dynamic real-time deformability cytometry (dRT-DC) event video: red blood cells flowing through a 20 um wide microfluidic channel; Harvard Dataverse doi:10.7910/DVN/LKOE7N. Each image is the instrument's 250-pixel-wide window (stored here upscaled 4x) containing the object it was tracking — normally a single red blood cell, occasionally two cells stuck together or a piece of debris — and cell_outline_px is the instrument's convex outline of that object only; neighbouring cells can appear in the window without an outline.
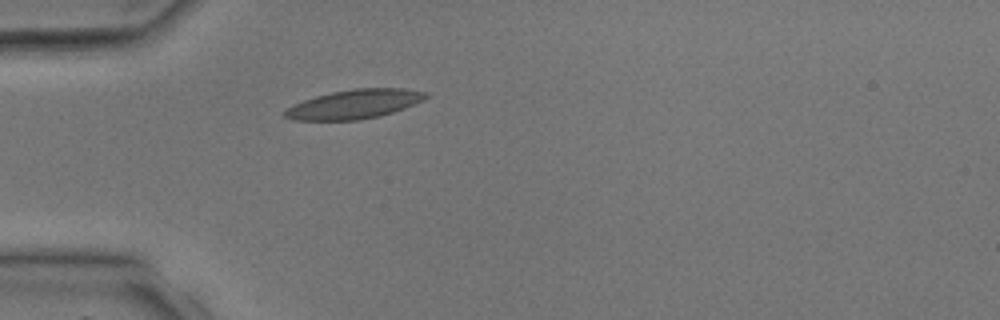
{"species": "common noctule bat (a hibernating species)", "species_latin": "Nyctalus noctula", "temperature_condition": "room temperature", "stored_images_in_passage": 1, "camera_frame_rate_fps": 3000, "um_per_image_px": 0.085, "animal": {"sex": "male", "body_mass_g": 17.9, "forearm_length_mm": 54.2}, "frame": {"image": 1, "passage_image": 1, "time_ms": 0.0, "image_size_px": [1000, 320], "cell_outline_px": [[428, 96], [424, 100], [404, 108], [380, 116], [360, 120], [292, 120], [284, 116], [284, 112], [288, 108], [304, 100], [316, 96], [332, 92], [356, 88], [404, 88], [428, 92]], "centroid_in_image_um": [30.16, 8.85], "position_along_channel_um": 54.8, "area_um2": 23.81}}